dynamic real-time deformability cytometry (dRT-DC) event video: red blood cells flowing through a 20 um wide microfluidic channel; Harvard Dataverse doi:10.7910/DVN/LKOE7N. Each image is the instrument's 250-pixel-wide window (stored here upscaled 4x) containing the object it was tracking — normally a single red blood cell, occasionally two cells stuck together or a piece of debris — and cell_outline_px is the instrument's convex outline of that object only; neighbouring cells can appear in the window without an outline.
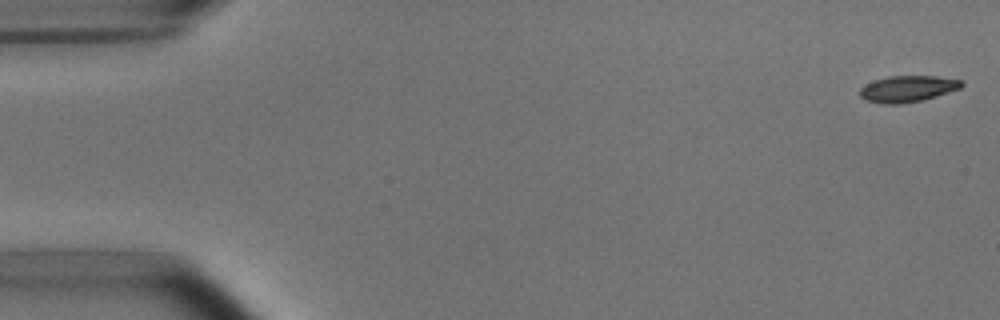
{"species": "common noctule bat (a hibernating species)", "species_latin": "Nyctalus noctula", "temperature_condition": "room temperature", "stored_images_in_passage": 6, "segment_of_instrument_passage": [1, 2], "camera_frame_rate_fps": 3000, "um_per_image_px": 0.085, "animal": {"sex": "male", "body_mass_g": 15.6}, "frame": {"image": 1, "passage_image": 1, "time_ms": 0.0, "image_size_px": [1000, 320], "cell_outline_px": [[964, 84], [960, 88], [920, 100], [900, 104], [884, 104], [864, 100], [860, 96], [860, 88], [864, 84], [888, 76], [936, 76], [964, 80]], "centroid_in_image_um": [77.12, 7.54], "position_along_channel_um": 7.9, "area_um2": 15.49}}